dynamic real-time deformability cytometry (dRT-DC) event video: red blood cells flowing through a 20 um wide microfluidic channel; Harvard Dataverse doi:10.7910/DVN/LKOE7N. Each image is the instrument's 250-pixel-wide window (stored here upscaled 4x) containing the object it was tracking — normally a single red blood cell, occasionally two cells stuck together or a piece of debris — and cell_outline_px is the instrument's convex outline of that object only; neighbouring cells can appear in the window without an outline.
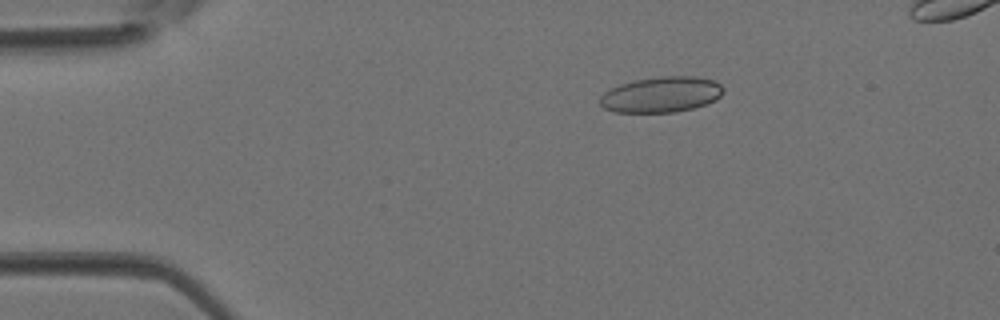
{"species": "Egyptian fruit bat (a non-hibernating species)", "species_latin": "Rousettus aegyptiacus", "temperature_condition": "room temperature", "stored_images_in_passage": 4, "camera_frame_rate_fps": 3000, "um_per_image_px": 0.085, "animal": {"sex": "female"}, "frame": {"image": 1, "passage_image": 2, "time_ms": 0.333, "image_size_px": [1000, 320], "cell_outline_px": [[724, 92], [716, 100], [692, 108], [676, 112], [612, 112], [604, 108], [600, 104], [600, 96], [604, 92], [620, 84], [636, 80], [660, 76], [692, 76], [716, 80], [724, 88]], "centroid_in_image_um": [56.22, 8.03], "position_along_channel_um": 28.8, "area_um2": 25.66}}